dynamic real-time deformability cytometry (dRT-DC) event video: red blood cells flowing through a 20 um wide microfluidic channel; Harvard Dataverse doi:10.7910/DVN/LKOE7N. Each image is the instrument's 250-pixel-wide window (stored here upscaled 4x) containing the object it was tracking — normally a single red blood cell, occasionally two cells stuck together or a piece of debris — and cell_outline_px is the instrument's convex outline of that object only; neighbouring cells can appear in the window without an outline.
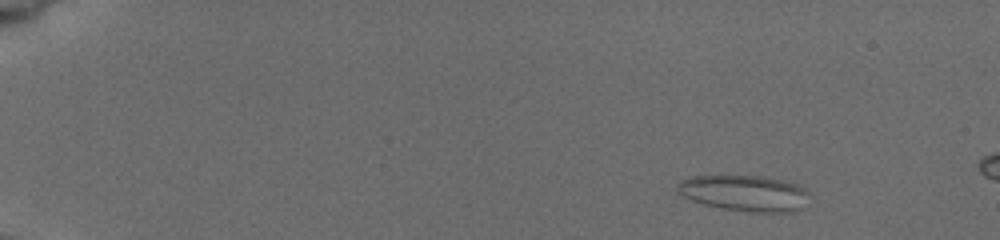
{"species": "common noctule bat (a hibernating species)", "species_latin": "Nyctalus noctula", "temperature_condition": "cold", "stored_images_in_passage": 28, "camera_frame_rate_fps": 3000, "um_per_image_px": 0.085, "animal": {"sex": "female", "body_mass_g": 19.5, "forearm_length_mm": 54.1}, "frame": {"image": 1, "passage_image": 8, "time_ms": 1.667, "image_size_px": [1000, 240], "cell_outline_px": [[808, 192], [800, 208], [792, 212], [756, 212], [724, 208], [704, 204], [692, 200], [684, 196], [676, 188], [680, 180], [696, 176], [756, 176], [780, 180], [796, 184], [804, 188]], "centroid_in_image_um": [63.25, 16.41], "position_along_channel_um": 21.7, "area_um2": 26.88}}